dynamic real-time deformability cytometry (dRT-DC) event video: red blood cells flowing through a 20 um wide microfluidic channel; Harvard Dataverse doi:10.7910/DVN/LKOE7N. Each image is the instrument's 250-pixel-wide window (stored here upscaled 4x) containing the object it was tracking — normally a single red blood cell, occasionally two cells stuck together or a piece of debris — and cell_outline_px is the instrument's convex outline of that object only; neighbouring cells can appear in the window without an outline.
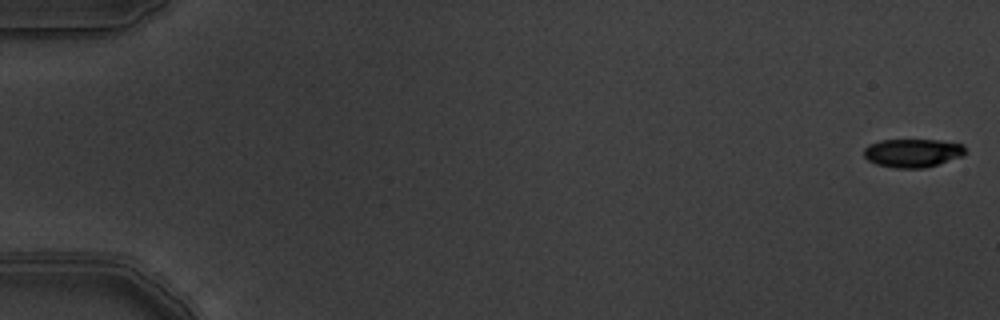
{"species": "common noctule bat (a hibernating species)", "species_latin": "Nyctalus noctula", "temperature_condition": "warm", "stored_images_in_passage": 6, "camera_frame_rate_fps": 3000, "um_per_image_px": 0.085, "animal": {"sex": "male", "body_mass_g": 19.5, "forearm_length_mm": 54.6}, "frame": {"image": 1, "passage_image": 1, "time_ms": 0.0, "image_size_px": [1000, 320], "cell_outline_px": [[964, 156], [924, 168], [896, 168], [876, 164], [868, 160], [864, 156], [864, 148], [868, 144], [880, 140], [940, 140], [964, 144]], "centroid_in_image_um": [77.57, 12.99], "position_along_channel_um": 7.4, "area_um2": 16.88}}
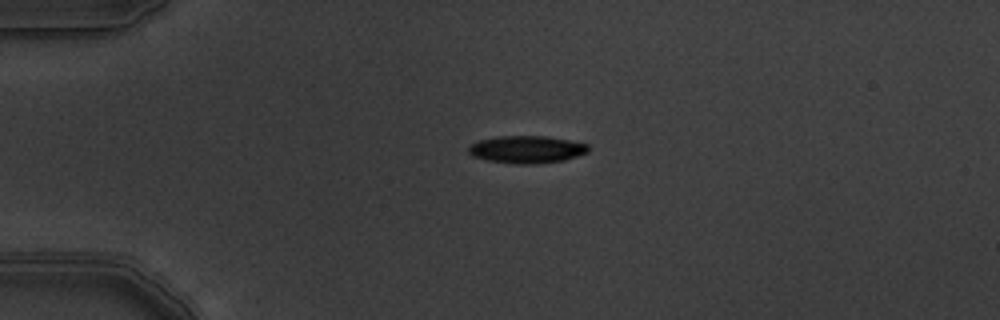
{"frame": {"image": 2, "passage_image": 5, "time_ms": 1.333, "image_size_px": [1000, 320], "cell_outline_px": [[588, 152], [564, 160], [532, 164], [512, 164], [488, 160], [472, 156], [468, 152], [468, 144], [480, 140], [496, 136], [544, 136], [568, 140], [588, 144]], "centroid_in_image_um": [44.72, 12.7], "position_along_channel_um": 40.3, "area_um2": 19.13}}